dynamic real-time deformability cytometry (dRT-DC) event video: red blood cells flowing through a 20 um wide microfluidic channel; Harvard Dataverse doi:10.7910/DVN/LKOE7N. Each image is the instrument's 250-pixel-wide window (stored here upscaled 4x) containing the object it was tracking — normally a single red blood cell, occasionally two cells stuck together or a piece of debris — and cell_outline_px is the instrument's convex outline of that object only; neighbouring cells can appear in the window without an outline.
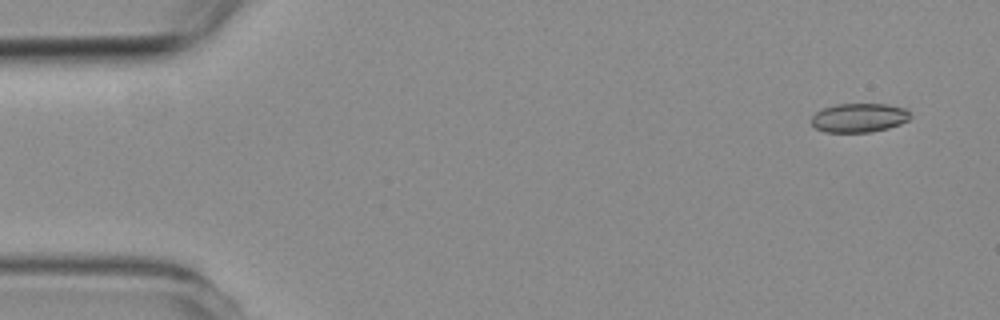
{"species": "common noctule bat (a hibernating species)", "species_latin": "Nyctalus noctula", "temperature_condition": "room temperature", "stored_images_in_passage": 4, "camera_frame_rate_fps": 3000, "um_per_image_px": 0.085, "animal": {"sex": "female", "body_mass_g": 19.3, "forearm_length_mm": 54.1}, "frame": {"image": 1, "passage_image": 1, "time_ms": 0.0, "image_size_px": [1000, 320], "cell_outline_px": [[912, 116], [908, 120], [900, 124], [888, 128], [872, 132], [824, 132], [816, 128], [812, 124], [812, 116], [816, 112], [824, 108], [836, 104], [888, 104], [904, 108]], "centroid_in_image_um": [73.03, 10.01], "position_along_channel_um": 12.0, "area_um2": 16.7}}